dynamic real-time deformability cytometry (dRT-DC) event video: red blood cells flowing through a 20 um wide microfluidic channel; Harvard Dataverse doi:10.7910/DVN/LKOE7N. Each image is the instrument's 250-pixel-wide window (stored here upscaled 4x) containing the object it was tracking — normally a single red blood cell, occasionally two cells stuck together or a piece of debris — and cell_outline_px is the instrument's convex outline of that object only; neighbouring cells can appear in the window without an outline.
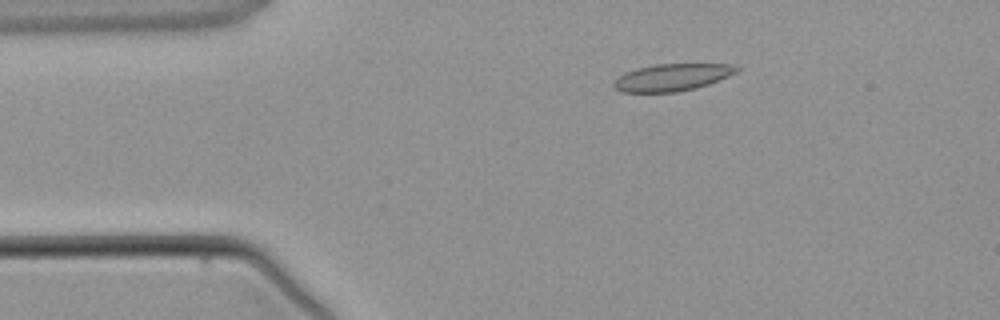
{"species": "common noctule bat (a hibernating species)", "species_latin": "Nyctalus noctula", "temperature_condition": "warm", "stored_images_in_passage": 3, "camera_frame_rate_fps": 3000, "um_per_image_px": 0.085, "animal": {"sex": "male", "body_mass_g": 21.5, "forearm_length_mm": 52.0}, "frame": {"image": 1, "passage_image": 2, "time_ms": 1.333, "image_size_px": [1000, 320], "cell_outline_px": [[740, 68], [736, 72], [728, 76], [708, 84], [696, 88], [676, 92], [620, 92], [612, 84], [620, 76], [636, 68], [652, 64], [732, 64]], "centroid_in_image_um": [57.13, 6.57], "position_along_channel_um": 27.9, "area_um2": 19.25}}